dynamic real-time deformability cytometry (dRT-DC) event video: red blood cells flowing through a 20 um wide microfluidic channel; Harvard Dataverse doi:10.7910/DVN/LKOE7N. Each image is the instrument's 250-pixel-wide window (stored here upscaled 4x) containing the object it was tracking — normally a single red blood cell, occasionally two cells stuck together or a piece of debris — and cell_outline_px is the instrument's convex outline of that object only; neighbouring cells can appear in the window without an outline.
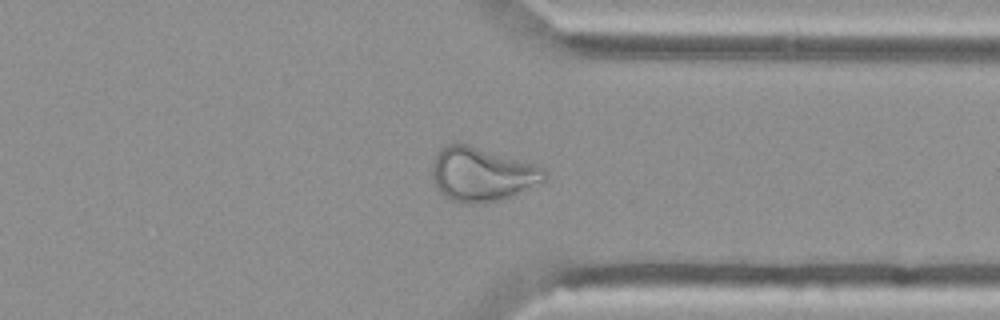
{"species": "Egyptian fruit bat (a non-hibernating species)", "species_latin": "Rousettus aegyptiacus", "temperature_condition": "cold", "stored_images_in_passage": 44, "camera_frame_rate_fps": 3000, "um_per_image_px": 0.085, "animal": {"sex": "female"}, "frame": {"image": 1, "passage_image": 32, "time_ms": 10.333, "image_size_px": [1000, 320], "cell_outline_px": [[548, 180], [512, 196], [496, 200], [476, 204], [460, 204], [444, 196], [436, 188], [432, 180], [432, 164], [436, 152], [440, 148], [448, 144], [468, 144], [536, 164], [544, 168], [548, 172]], "centroid_in_image_um": [40.97, 14.82], "position_along_channel_um": 370.4, "area_um2": 35.78}}
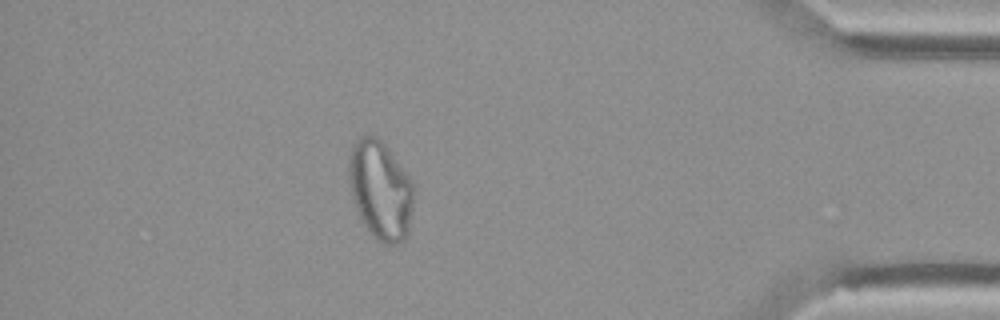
{"frame": {"image": 2, "passage_image": 38, "time_ms": 12.333, "image_size_px": [1000, 320], "cell_outline_px": [[412, 208], [408, 236], [404, 240], [396, 244], [384, 244], [376, 240], [368, 232], [356, 208], [352, 196], [348, 180], [348, 156], [352, 144], [360, 136], [376, 136], [384, 144], [412, 180]], "centroid_in_image_um": [32.31, 16.17], "position_along_channel_um": 402.9, "area_um2": 37.4}}